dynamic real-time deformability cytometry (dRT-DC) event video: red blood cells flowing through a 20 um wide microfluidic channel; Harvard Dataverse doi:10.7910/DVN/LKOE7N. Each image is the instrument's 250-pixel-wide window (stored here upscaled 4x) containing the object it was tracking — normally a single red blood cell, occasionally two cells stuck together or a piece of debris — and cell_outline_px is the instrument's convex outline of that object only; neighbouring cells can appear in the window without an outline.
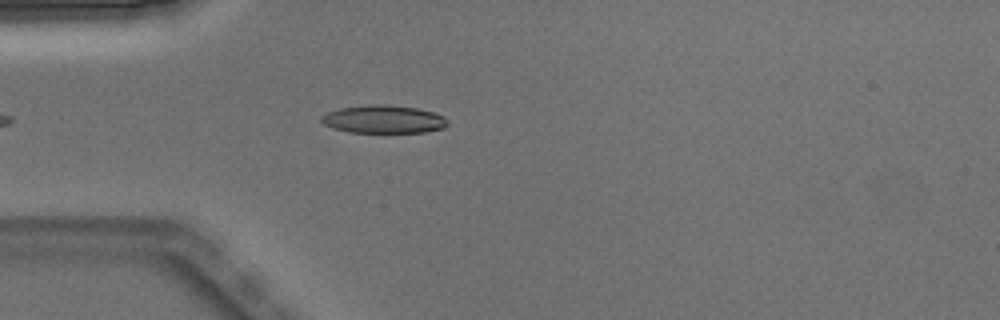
{"species": "Egyptian fruit bat (a non-hibernating species)", "species_latin": "Rousettus aegyptiacus", "temperature_condition": "warm", "stored_images_in_passage": 4, "camera_frame_rate_fps": 3000, "um_per_image_px": 0.085, "animal": {"sex": "male"}, "frame": {"image": 1, "passage_image": 4, "time_ms": 1.0, "image_size_px": [1000, 320], "cell_outline_px": [[448, 124], [444, 128], [424, 132], [348, 132], [332, 128], [324, 124], [320, 120], [320, 116], [328, 112], [340, 108], [372, 104], [384, 104], [416, 108], [432, 112], [444, 116], [448, 120]], "centroid_in_image_um": [32.59, 10.14], "position_along_channel_um": 52.4, "area_um2": 20.58}}